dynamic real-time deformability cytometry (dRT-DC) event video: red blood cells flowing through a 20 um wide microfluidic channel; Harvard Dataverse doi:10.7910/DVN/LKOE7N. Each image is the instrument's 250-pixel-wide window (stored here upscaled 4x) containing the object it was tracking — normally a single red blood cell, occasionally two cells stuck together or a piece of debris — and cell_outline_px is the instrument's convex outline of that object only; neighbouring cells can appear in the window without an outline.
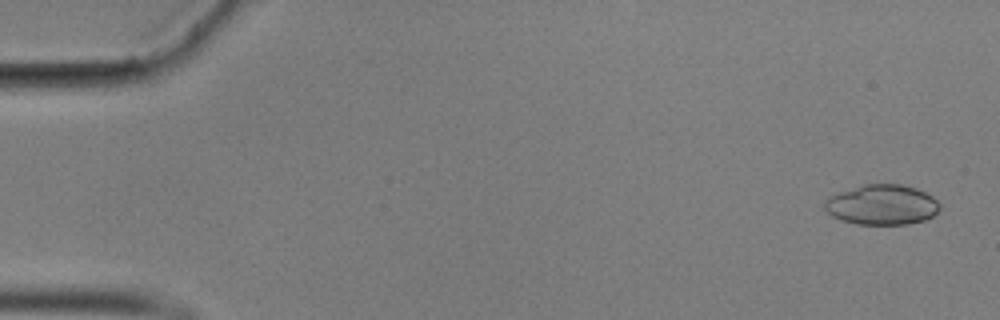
{"species": "common noctule bat (a hibernating species)", "species_latin": "Nyctalus noctula", "temperature_condition": "cold", "stored_images_in_passage": 57, "camera_frame_rate_fps": 3000, "um_per_image_px": 0.085, "animal": {"sex": "male", "body_mass_g": 17.9}, "frame": {"image": 1, "passage_image": 3, "time_ms": 0.667, "image_size_px": [1000, 320], "cell_outline_px": [[940, 208], [932, 216], [924, 220], [908, 224], [856, 224], [840, 220], [832, 216], [824, 208], [824, 200], [828, 196], [864, 184], [900, 184], [916, 188], [932, 196], [940, 204]], "centroid_in_image_um": [74.94, 17.4], "position_along_channel_um": 10.1, "area_um2": 26.93}}
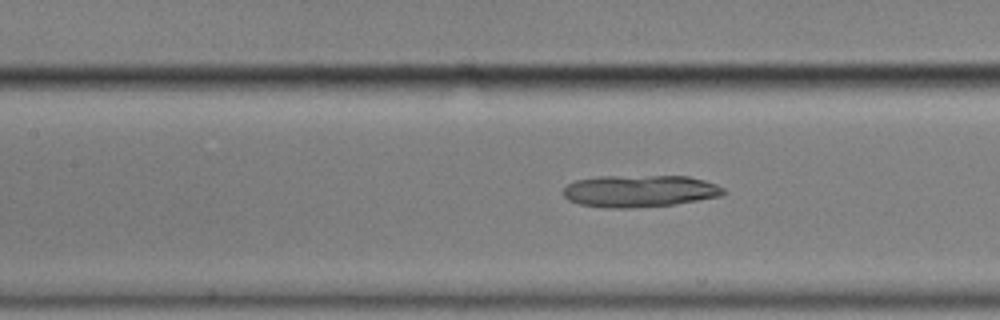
{"frame": {"image": 2, "passage_image": 26, "time_ms": 8.333, "image_size_px": [1000, 320], "cell_outline_px": [[724, 192], [720, 196], [676, 204], [632, 208], [604, 208], [580, 204], [568, 200], [564, 196], [564, 188], [568, 184], [576, 180], [600, 176], [688, 176], [704, 180], [716, 184], [724, 188]], "centroid_in_image_um": [54.36, 16.24], "position_along_channel_um": 153.0, "area_um2": 29.94}}
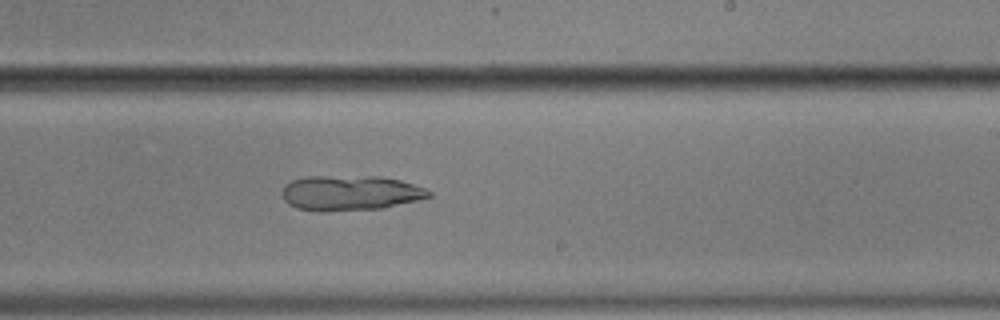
{"frame": {"image": 3, "passage_image": 35, "time_ms": 11.333, "image_size_px": [1000, 320], "cell_outline_px": [[432, 196], [420, 200], [384, 208], [320, 212], [296, 208], [288, 204], [284, 200], [284, 184], [292, 180], [308, 176], [380, 176], [400, 180], [424, 188], [432, 192]], "centroid_in_image_um": [29.79, 16.41], "position_along_channel_um": 259.2, "area_um2": 30.23}, "authors_computed_cell_mechanics": {"area_um2": 29.9982, "velocity_mm_per_s": 3.5461, "shape_relaxation_time_tau1_ms": 9.7254, "shape_relaxation_time_tau2_ms": null, "deformation_change_tau1": 0.2497, "deformation_change_tau2": null}}